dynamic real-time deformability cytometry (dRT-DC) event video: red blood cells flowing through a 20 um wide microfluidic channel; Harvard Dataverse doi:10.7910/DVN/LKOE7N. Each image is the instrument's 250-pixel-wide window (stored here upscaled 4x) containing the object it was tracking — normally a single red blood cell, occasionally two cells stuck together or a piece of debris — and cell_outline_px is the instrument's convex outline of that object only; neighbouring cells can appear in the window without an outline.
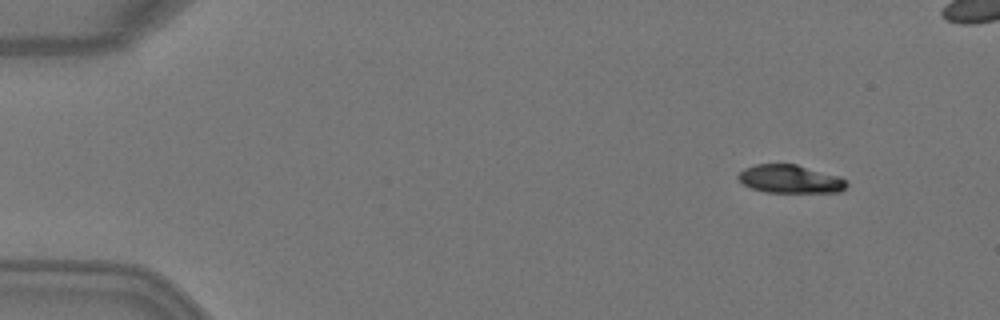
{"species": "Egyptian fruit bat (a non-hibernating species)", "species_latin": "Rousettus aegyptiacus", "temperature_condition": "warm", "stored_images_in_passage": 4, "camera_frame_rate_fps": 3000, "um_per_image_px": 0.085, "animal": {"sex": "female"}, "frame": {"image": 1, "passage_image": 1, "time_ms": 0.0, "image_size_px": [1000, 320], "cell_outline_px": [[848, 184], [840, 192], [768, 192], [752, 188], [744, 184], [736, 176], [744, 168], [756, 164], [796, 164], [840, 176]], "centroid_in_image_um": [67.16, 15.21], "position_along_channel_um": 17.8, "area_um2": 17.69}}